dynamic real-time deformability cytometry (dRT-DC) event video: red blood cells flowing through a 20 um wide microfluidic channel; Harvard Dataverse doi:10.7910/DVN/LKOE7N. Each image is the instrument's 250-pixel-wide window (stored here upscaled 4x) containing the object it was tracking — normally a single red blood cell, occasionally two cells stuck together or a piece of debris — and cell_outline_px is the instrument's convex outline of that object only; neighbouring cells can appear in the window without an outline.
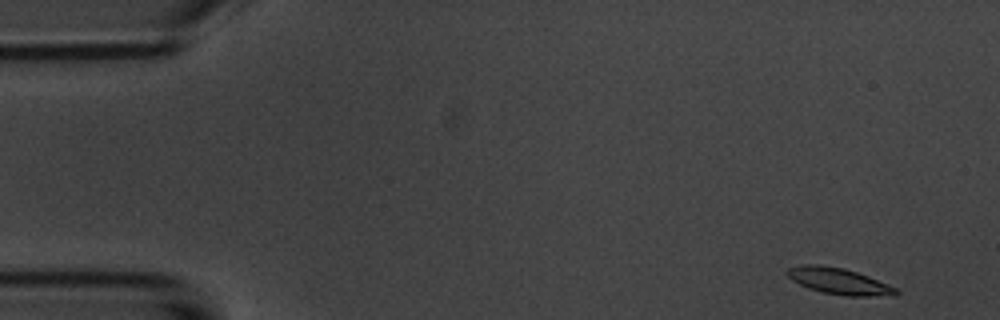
{"species": "common noctule bat (a hibernating species)", "species_latin": "Nyctalus noctula", "temperature_condition": "room temperature", "stored_images_in_passage": 4, "camera_frame_rate_fps": 3000, "um_per_image_px": 0.085, "animal": {"sex": "male", "body_mass_g": 20.1, "forearm_length_mm": 53.5}, "frame": {"image": 1, "passage_image": 1, "time_ms": 0.0, "image_size_px": [1000, 320], "cell_outline_px": [[900, 292], [896, 296], [848, 296], [820, 292], [808, 288], [792, 280], [784, 272], [788, 268], [800, 264], [816, 264], [844, 268], [868, 276], [888, 284], [896, 288]], "centroid_in_image_um": [71.3, 23.9], "position_along_channel_um": 13.7, "area_um2": 16.82}}
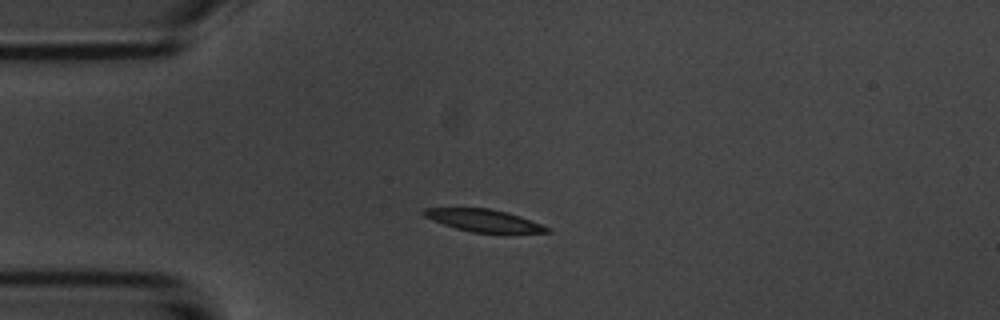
{"frame": {"image": 2, "passage_image": 4, "time_ms": 3.333, "image_size_px": [1000, 320], "cell_outline_px": [[552, 232], [504, 236], [472, 232], [456, 228], [432, 220], [424, 216], [420, 212], [424, 208], [488, 208], [508, 212], [520, 216], [540, 224], [548, 228]], "centroid_in_image_um": [41.2, 18.8], "position_along_channel_um": 43.8, "area_um2": 16.82}}